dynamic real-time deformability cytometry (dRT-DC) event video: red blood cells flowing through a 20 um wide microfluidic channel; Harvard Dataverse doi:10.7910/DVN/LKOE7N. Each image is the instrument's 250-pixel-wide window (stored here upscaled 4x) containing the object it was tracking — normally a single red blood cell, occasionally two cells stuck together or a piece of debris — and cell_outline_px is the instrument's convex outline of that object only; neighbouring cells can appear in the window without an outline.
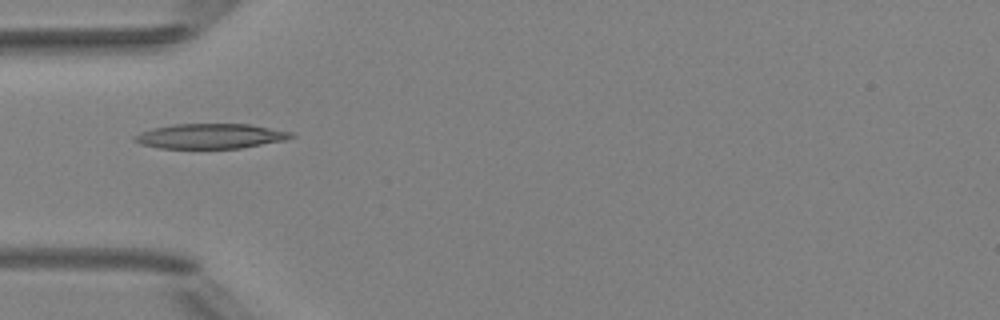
{"species": "Egyptian fruit bat (a non-hibernating species)", "species_latin": "Rousettus aegyptiacus", "temperature_condition": "room temperature", "stored_images_in_passage": 5, "camera_frame_rate_fps": 3000, "um_per_image_px": 0.085, "animal": {"sex": "female"}, "frame": {"image": 1, "passage_image": 4, "time_ms": 4.333, "image_size_px": [1000, 320], "cell_outline_px": [[296, 136], [284, 140], [240, 148], [160, 148], [140, 144], [132, 140], [132, 136], [140, 132], [152, 128], [176, 124], [248, 124], [292, 132]], "centroid_in_image_um": [17.84, 11.57], "position_along_channel_um": 67.2, "area_um2": 22.66}}
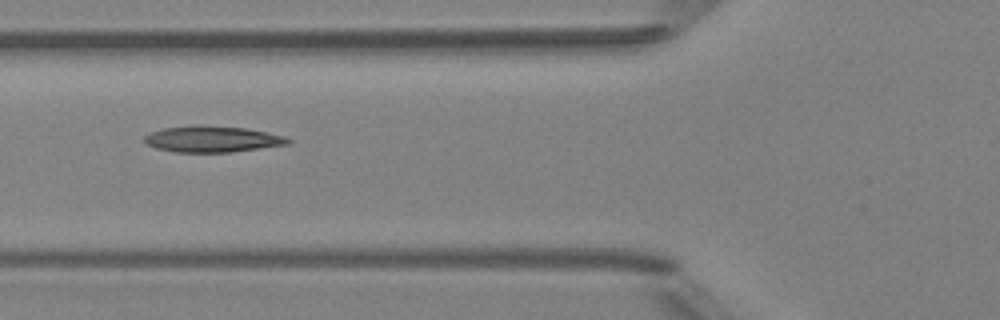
{"frame": {"image": 2, "passage_image": 5, "time_ms": 5.333, "image_size_px": [1000, 320], "cell_outline_px": [[292, 140], [288, 144], [228, 152], [172, 152], [156, 148], [148, 144], [144, 140], [144, 136], [148, 132], [164, 128], [192, 124], [204, 124], [248, 128], [284, 136]], "centroid_in_image_um": [17.99, 11.8], "position_along_channel_um": 107.8, "area_um2": 22.14}}